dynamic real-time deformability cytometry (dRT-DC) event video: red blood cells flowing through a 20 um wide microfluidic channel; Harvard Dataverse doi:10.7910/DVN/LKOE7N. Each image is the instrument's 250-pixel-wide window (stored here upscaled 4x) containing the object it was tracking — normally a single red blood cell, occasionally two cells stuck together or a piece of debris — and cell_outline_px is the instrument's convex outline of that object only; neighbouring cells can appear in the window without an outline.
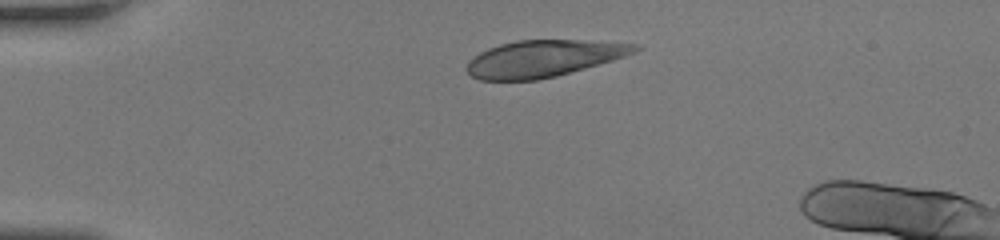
{"species": "human", "species_latin": "Homo sapiens", "temperature_condition": "room temperature", "stored_images_in_passage": 6, "camera_frame_rate_fps": 3000, "um_per_image_px": 0.085, "donor": {"sex": "female"}, "frame": {"image": 1, "passage_image": 1, "time_ms": 0.0, "image_size_px": [1000, 240], "cell_outline_px": [[644, 44], [636, 52], [612, 60], [556, 76], [536, 80], [480, 80], [472, 76], [464, 68], [468, 60], [480, 52], [488, 48], [500, 44], [516, 40], [588, 40]], "centroid_in_image_um": [46.19, 4.96], "position_along_channel_um": 38.8, "area_um2": 36.07}}